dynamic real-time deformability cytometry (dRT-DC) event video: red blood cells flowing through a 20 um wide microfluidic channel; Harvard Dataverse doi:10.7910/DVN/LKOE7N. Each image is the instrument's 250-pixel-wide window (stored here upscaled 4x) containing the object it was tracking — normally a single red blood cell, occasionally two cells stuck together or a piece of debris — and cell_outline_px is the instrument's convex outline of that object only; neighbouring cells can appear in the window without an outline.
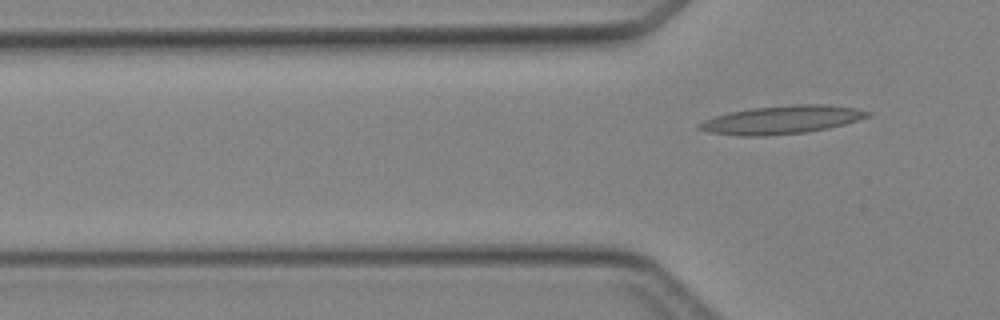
{"species": "Egyptian fruit bat (a non-hibernating species)", "species_latin": "Rousettus aegyptiacus", "temperature_condition": "cold", "stored_images_in_passage": 2, "camera_frame_rate_fps": 3000, "um_per_image_px": 0.085, "animal": {"sex": "female"}, "frame": {"image": 1, "passage_image": 2, "time_ms": 2.333, "image_size_px": [1000, 320], "cell_outline_px": [[872, 116], [844, 124], [828, 128], [808, 132], [764, 136], [740, 136], [708, 132], [696, 128], [696, 124], [704, 120], [728, 112], [752, 108], [792, 104], [824, 104], [856, 108], [872, 112]], "centroid_in_image_um": [66.45, 10.18], "position_along_channel_um": 59.3, "area_um2": 27.92}}